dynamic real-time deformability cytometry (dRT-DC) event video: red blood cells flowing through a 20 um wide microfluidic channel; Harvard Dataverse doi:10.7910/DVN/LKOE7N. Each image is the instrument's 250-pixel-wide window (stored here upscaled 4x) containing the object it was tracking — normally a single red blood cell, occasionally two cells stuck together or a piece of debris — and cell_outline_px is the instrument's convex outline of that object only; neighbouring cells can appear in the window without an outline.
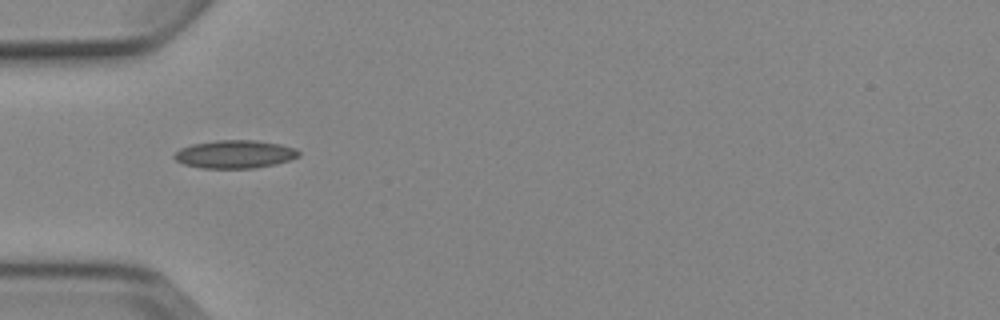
{"species": "Egyptian fruit bat (a non-hibernating species)", "species_latin": "Rousettus aegyptiacus", "temperature_condition": "cold", "stored_images_in_passage": 4, "camera_frame_rate_fps": 3000, "um_per_image_px": 0.085, "animal": {"sex": "female"}, "frame": {"image": 1, "passage_image": 2, "time_ms": 2.0, "image_size_px": [1000, 320], "cell_outline_px": [[300, 156], [276, 164], [256, 168], [200, 168], [184, 164], [176, 160], [172, 156], [180, 148], [192, 144], [216, 140], [256, 140], [280, 144], [296, 148], [300, 152]], "centroid_in_image_um": [19.97, 13.11], "position_along_channel_um": 65.0, "area_um2": 20.46}}
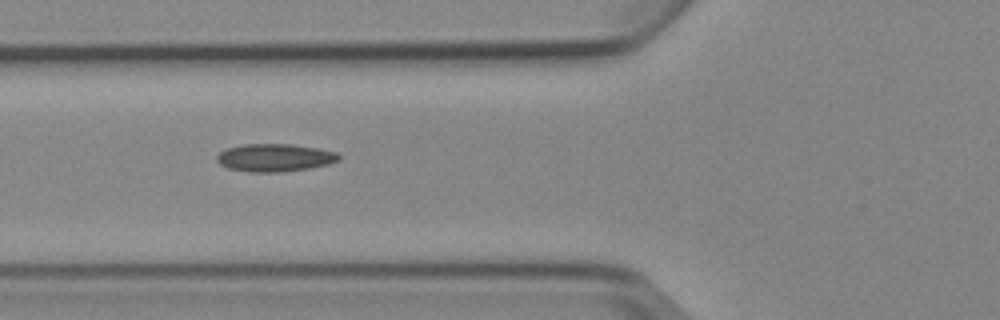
{"frame": {"image": 2, "passage_image": 3, "time_ms": 3.0, "image_size_px": [1000, 320], "cell_outline_px": [[340, 160], [328, 164], [308, 168], [280, 172], [248, 172], [228, 168], [220, 164], [216, 160], [216, 156], [220, 152], [228, 148], [244, 144], [292, 144], [320, 148], [336, 152], [340, 156]], "centroid_in_image_um": [23.36, 13.4], "position_along_channel_um": 102.4, "area_um2": 19.77}}
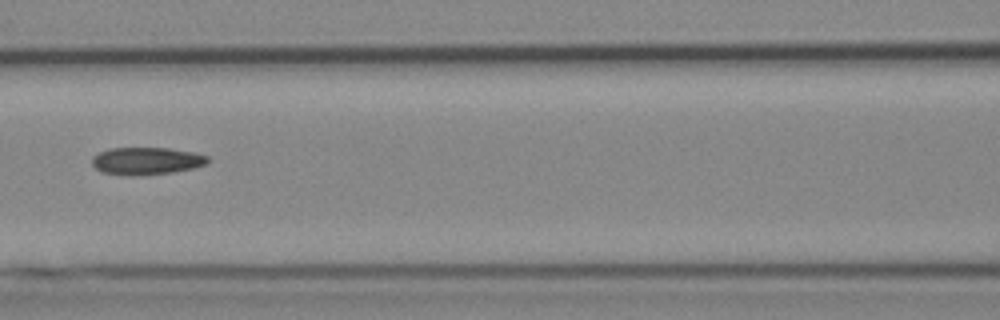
{"frame": {"image": 3, "passage_image": 4, "time_ms": 4.333, "image_size_px": [1000, 320], "cell_outline_px": [[208, 164], [192, 168], [172, 172], [140, 176], [132, 176], [100, 172], [92, 164], [92, 156], [100, 152], [112, 148], [168, 148], [196, 152], [208, 156]], "centroid_in_image_um": [12.46, 13.68], "position_along_channel_um": 154.1, "area_um2": 18.61}}